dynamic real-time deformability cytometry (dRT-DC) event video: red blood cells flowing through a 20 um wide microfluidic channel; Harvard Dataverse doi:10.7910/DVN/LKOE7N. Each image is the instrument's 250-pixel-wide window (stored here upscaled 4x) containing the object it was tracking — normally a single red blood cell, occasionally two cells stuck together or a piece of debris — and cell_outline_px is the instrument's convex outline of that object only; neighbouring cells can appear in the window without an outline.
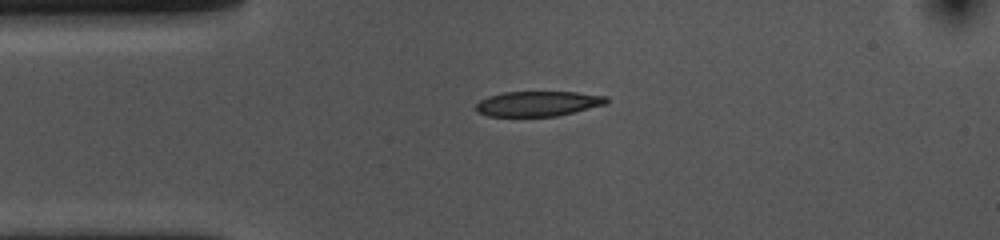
{"species": "common noctule bat (a hibernating species)", "species_latin": "Nyctalus noctula", "temperature_condition": "cold", "stored_images_in_passage": 44, "camera_frame_rate_fps": 3000, "um_per_image_px": 0.085, "animal": {"sex": "female", "body_mass_g": 10.0, "forearm_length_mm": 53.1}, "frame": {"image": 1, "passage_image": 1, "time_ms": 0.0, "image_size_px": [1000, 240], "cell_outline_px": [[608, 104], [556, 116], [488, 116], [476, 112], [476, 104], [480, 100], [488, 96], [504, 92], [576, 92], [608, 96]], "centroid_in_image_um": [45.74, 8.81], "position_along_channel_um": 39.3, "area_um2": 19.13}}
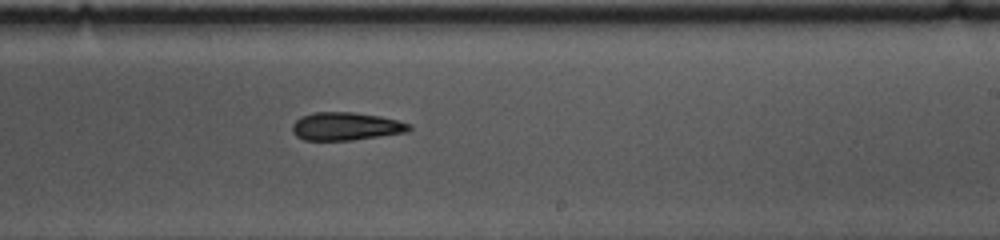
{"frame": {"image": 2, "passage_image": 21, "time_ms": 6.667, "image_size_px": [1000, 240], "cell_outline_px": [[412, 128], [408, 132], [352, 140], [304, 140], [296, 136], [292, 132], [292, 124], [300, 116], [316, 112], [356, 112], [380, 116], [400, 120], [412, 124]], "centroid_in_image_um": [29.43, 10.73], "position_along_channel_um": 259.6, "area_um2": 19.31}}
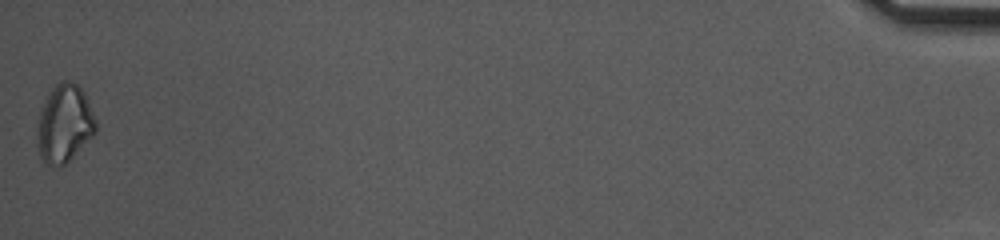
{"frame": {"image": 3, "passage_image": 44, "time_ms": 14.333, "image_size_px": [1000, 240], "cell_outline_px": [[96, 132], [64, 164], [48, 164], [40, 156], [36, 144], [36, 136], [40, 112], [52, 88], [60, 80], [72, 80], [84, 92], [96, 120]], "centroid_in_image_um": [5.47, 10.47], "position_along_channel_um": 429.7, "area_um2": 26.07}, "authors_computed_cell_mechanics": {"area_um2": 19.7676, "velocity_mm_per_s": 3.564, "shape_relaxation_time_tau1_ms": 3.7115, "shape_relaxation_time_tau2_ms": 4.286, "deformation_change_tau1": 0.1119, "deformation_change_tau2": 0.1131}}